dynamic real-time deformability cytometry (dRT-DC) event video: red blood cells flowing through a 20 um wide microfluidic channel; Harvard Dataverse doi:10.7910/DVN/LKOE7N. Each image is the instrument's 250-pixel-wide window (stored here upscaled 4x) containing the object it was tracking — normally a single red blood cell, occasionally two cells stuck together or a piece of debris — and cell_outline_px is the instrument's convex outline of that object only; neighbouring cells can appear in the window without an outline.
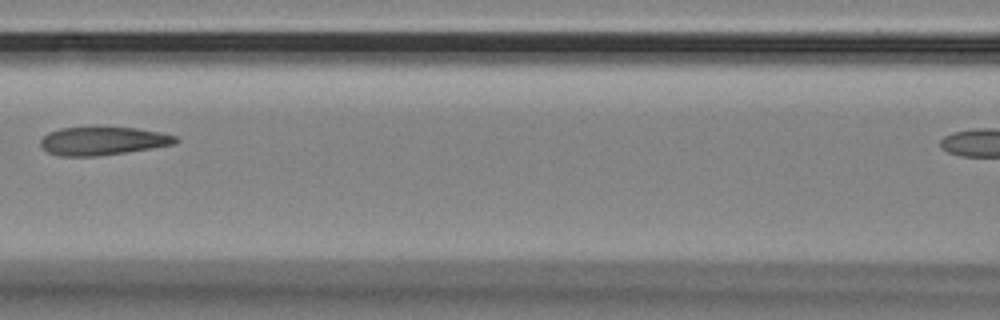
{"species": "Egyptian fruit bat (a non-hibernating species)", "species_latin": "Rousettus aegyptiacus", "temperature_condition": "room temperature", "stored_images_in_passage": 6, "segment_of_instrument_passage": [1, 2], "camera_frame_rate_fps": 3000, "um_per_image_px": 0.085, "animal": {"sex": "female"}, "frame": {"image": 1, "passage_image": 3, "time_ms": 0.667, "image_size_px": [1000, 320], "cell_outline_px": [[180, 140], [176, 144], [152, 148], [96, 156], [60, 156], [48, 152], [40, 144], [40, 140], [48, 132], [60, 128], [136, 128], [160, 132], [176, 136]], "centroid_in_image_um": [8.76, 11.98], "position_along_channel_um": 157.8, "area_um2": 21.96}}
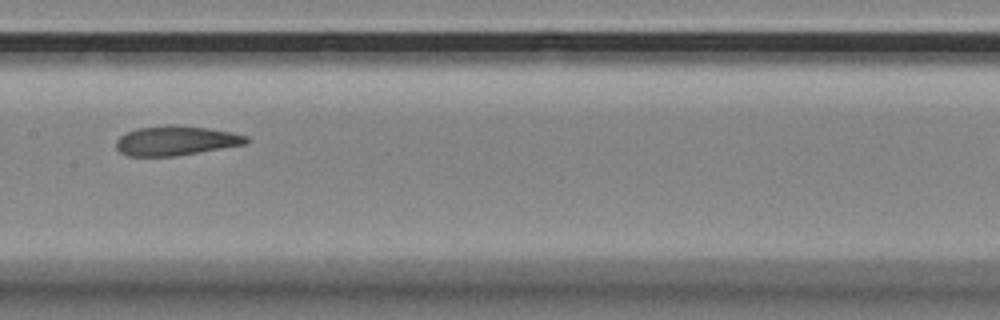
{"frame": {"image": 2, "passage_image": 4, "time_ms": 1.0, "image_size_px": [1000, 320], "cell_outline_px": [[252, 140], [248, 144], [176, 156], [128, 156], [120, 152], [116, 148], [116, 140], [124, 132], [136, 128], [168, 124], [172, 124], [208, 128], [232, 132], [248, 136]], "centroid_in_image_um": [14.97, 11.95], "position_along_channel_um": 192.4, "area_um2": 22.83}}
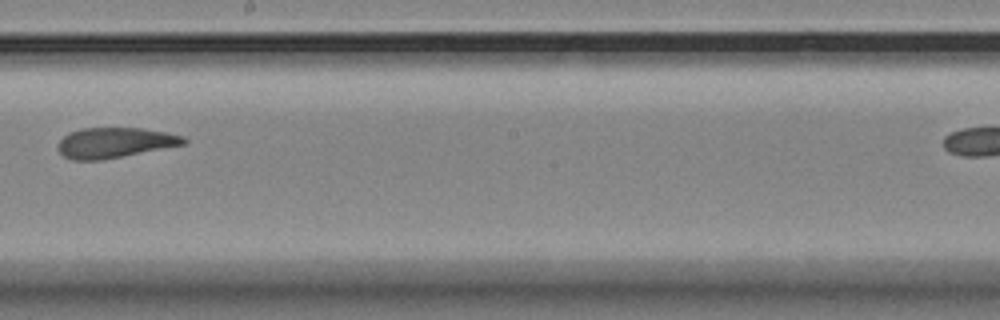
{"frame": {"image": 3, "passage_image": 5, "time_ms": 1.333, "image_size_px": [1000, 320], "cell_outline_px": [[188, 140], [184, 144], [100, 160], [72, 160], [64, 156], [56, 148], [60, 140], [68, 132], [80, 128], [144, 128], [184, 136]], "centroid_in_image_um": [9.7, 12.12], "position_along_channel_um": 238.5, "area_um2": 22.02}}